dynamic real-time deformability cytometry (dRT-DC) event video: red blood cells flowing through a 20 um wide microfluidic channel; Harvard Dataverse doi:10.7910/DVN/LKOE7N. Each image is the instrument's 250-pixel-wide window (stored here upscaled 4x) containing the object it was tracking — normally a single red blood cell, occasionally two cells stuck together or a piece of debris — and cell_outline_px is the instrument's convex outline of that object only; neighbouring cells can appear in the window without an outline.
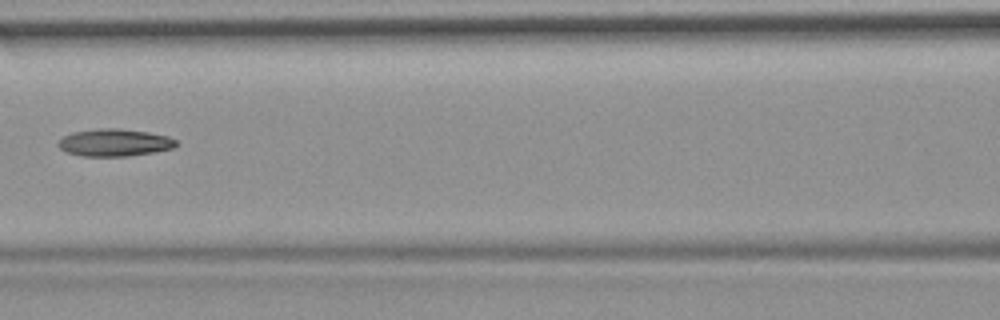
{"species": "common noctule bat (a hibernating species)", "species_latin": "Nyctalus noctula", "temperature_condition": "room temperature", "stored_images_in_passage": 9, "camera_frame_rate_fps": 3000, "um_per_image_px": 0.085, "animal": {"sex": "female", "body_mass_g": 19.9}, "frame": {"image": 1, "passage_image": 7, "time_ms": 7.0, "image_size_px": [1000, 320], "cell_outline_px": [[176, 144], [172, 148], [152, 152], [128, 156], [80, 156], [68, 152], [60, 148], [56, 144], [64, 136], [72, 132], [100, 128], [120, 128], [148, 132], [168, 136], [176, 140]], "centroid_in_image_um": [9.71, 12.11], "position_along_channel_um": 156.9, "area_um2": 18.67}}